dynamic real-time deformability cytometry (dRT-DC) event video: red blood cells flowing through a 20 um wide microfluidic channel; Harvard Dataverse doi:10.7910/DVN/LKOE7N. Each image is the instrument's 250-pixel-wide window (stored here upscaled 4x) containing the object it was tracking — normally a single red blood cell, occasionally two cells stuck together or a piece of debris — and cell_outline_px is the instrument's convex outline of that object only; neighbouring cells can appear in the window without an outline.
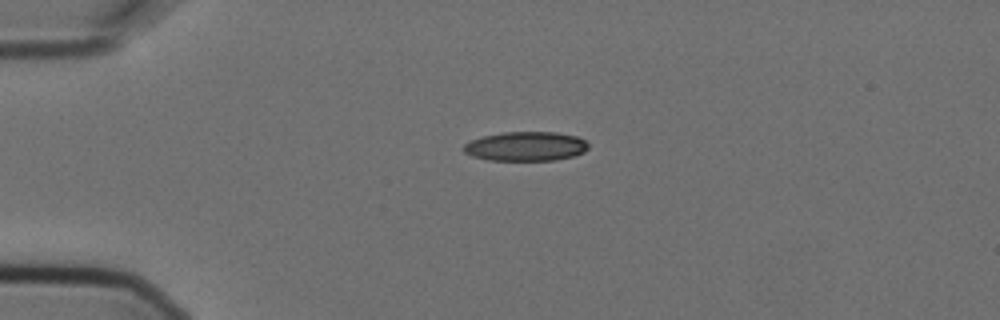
{"species": "Egyptian fruit bat (a non-hibernating species)", "species_latin": "Rousettus aegyptiacus", "temperature_condition": "cold", "stored_images_in_passage": 2, "camera_frame_rate_fps": 3000, "um_per_image_px": 0.085, "animal": {"sex": "female"}, "frame": {"image": 1, "passage_image": 1, "time_ms": 0.0, "image_size_px": [1000, 320], "cell_outline_px": [[588, 148], [584, 152], [572, 156], [556, 160], [488, 160], [472, 156], [464, 152], [464, 144], [468, 140], [484, 136], [504, 132], [556, 132], [576, 136], [584, 140], [588, 144]], "centroid_in_image_um": [44.68, 12.43], "position_along_channel_um": 40.3, "area_um2": 21.27}}